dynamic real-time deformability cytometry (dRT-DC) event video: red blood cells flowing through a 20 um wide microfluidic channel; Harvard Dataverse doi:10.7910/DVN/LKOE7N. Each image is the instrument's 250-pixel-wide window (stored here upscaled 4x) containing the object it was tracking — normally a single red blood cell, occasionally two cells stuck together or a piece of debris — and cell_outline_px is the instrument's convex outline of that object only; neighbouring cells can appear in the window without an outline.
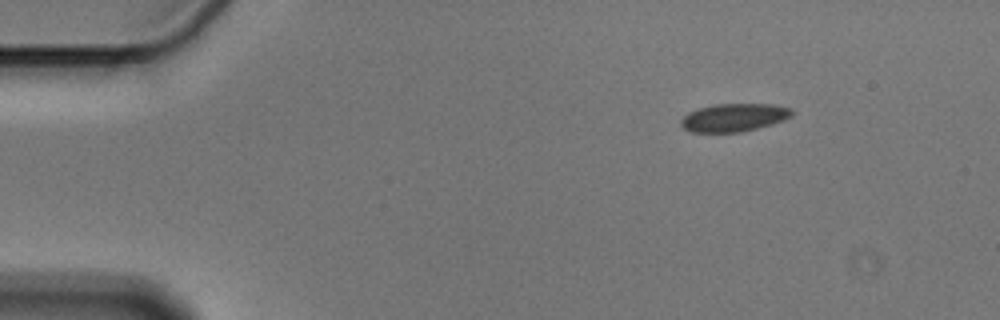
{"species": "Egyptian fruit bat (a non-hibernating species)", "species_latin": "Rousettus aegyptiacus", "temperature_condition": "cold", "stored_images_in_passage": 49, "camera_frame_rate_fps": 3000, "um_per_image_px": 0.085, "animal": {"sex": "male"}, "frame": {"image": 1, "passage_image": 1, "time_ms": 0.0, "image_size_px": [1000, 320], "cell_outline_px": [[796, 112], [792, 116], [784, 120], [772, 124], [740, 132], [692, 132], [684, 128], [680, 124], [680, 120], [688, 112], [700, 108], [716, 104], [772, 104], [792, 108]], "centroid_in_image_um": [62.42, 9.98], "position_along_channel_um": 22.6, "area_um2": 18.15}}
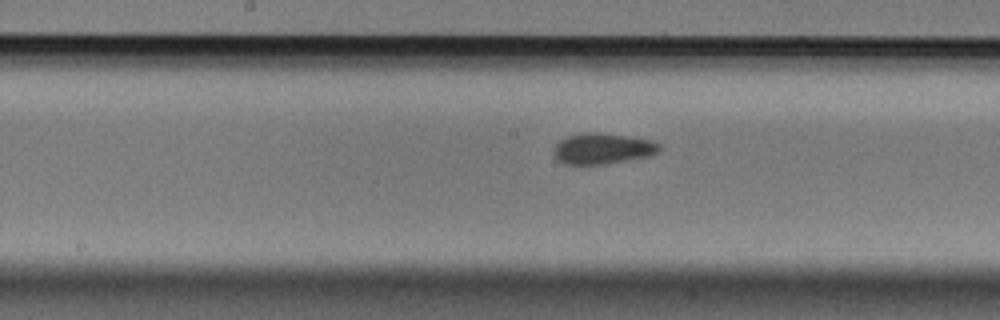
{"frame": {"image": 2, "passage_image": 22, "time_ms": 7.0, "image_size_px": [1000, 320], "cell_outline_px": [[660, 152], [652, 156], [604, 164], [564, 164], [556, 160], [552, 152], [556, 144], [560, 140], [568, 136], [584, 132], [600, 132], [628, 136], [652, 140], [660, 144]], "centroid_in_image_um": [51.23, 12.63], "position_along_channel_um": 197.0, "area_um2": 19.31}}
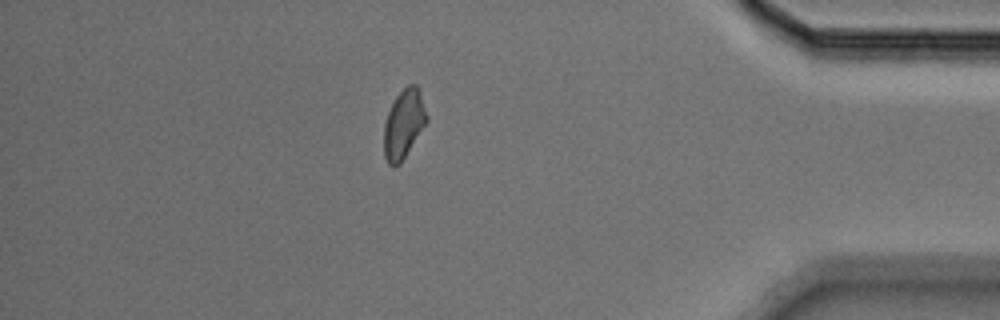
{"frame": {"image": 3, "passage_image": 42, "time_ms": 13.667, "image_size_px": [1000, 320], "cell_outline_px": [[428, 120], [400, 164], [392, 168], [388, 164], [384, 156], [384, 124], [388, 112], [396, 96], [408, 84], [416, 84], [420, 88], [428, 116]], "centroid_in_image_um": [34.33, 10.53], "position_along_channel_um": 400.9, "area_um2": 17.28}, "authors_computed_cell_mechanics": {"area_um2": 18.207, "velocity_mm_per_s": 3.5914, "shape_relaxation_time_tau1_ms": 5.5221, "shape_relaxation_time_tau2_ms": 3.3218, "deformation_change_tau1": 0.0731, "deformation_change_tau2": 0.0671}}